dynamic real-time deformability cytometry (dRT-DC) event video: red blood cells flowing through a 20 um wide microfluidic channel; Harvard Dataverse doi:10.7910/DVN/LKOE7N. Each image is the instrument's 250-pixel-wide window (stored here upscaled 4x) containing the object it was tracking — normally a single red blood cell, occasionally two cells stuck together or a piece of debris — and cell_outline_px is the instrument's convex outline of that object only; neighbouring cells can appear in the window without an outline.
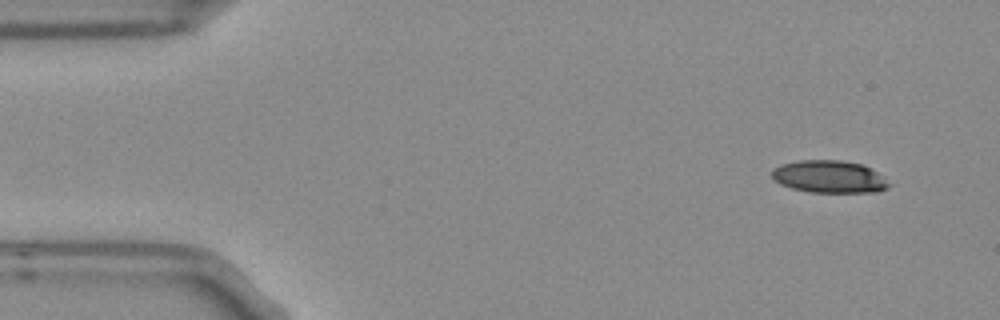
{"species": "Egyptian fruit bat (a non-hibernating species)", "species_latin": "Rousettus aegyptiacus", "temperature_condition": "room temperature", "stored_images_in_passage": 6, "camera_frame_rate_fps": 3000, "um_per_image_px": 0.085, "frame": {"image": 1, "passage_image": 1, "time_ms": 0.0, "image_size_px": [1000, 320], "cell_outline_px": [[892, 184], [888, 188], [876, 192], [808, 192], [792, 188], [780, 184], [772, 176], [772, 168], [780, 164], [800, 160], [840, 160], [860, 164], [876, 172]], "centroid_in_image_um": [70.47, 15.02], "position_along_channel_um": 14.5, "area_um2": 22.02}}
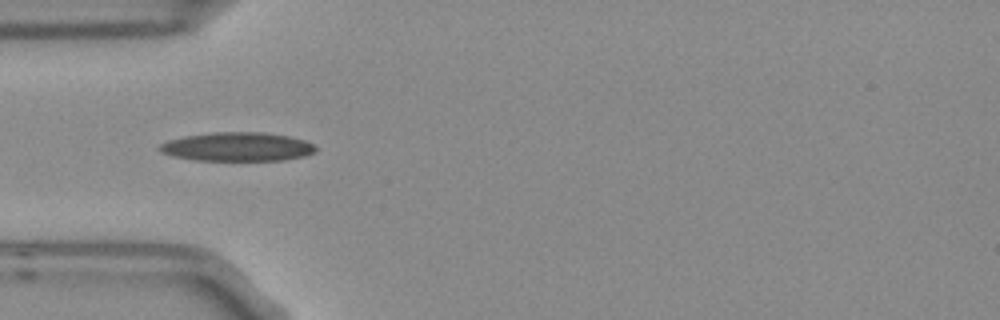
{"frame": {"image": 2, "passage_image": 4, "time_ms": 1.0, "image_size_px": [1000, 320], "cell_outline_px": [[316, 152], [304, 156], [284, 160], [196, 160], [172, 156], [160, 152], [160, 144], [168, 140], [184, 136], [216, 132], [260, 132], [288, 136], [304, 140], [312, 144], [316, 148]], "centroid_in_image_um": [20.17, 12.47], "position_along_channel_um": 64.8, "area_um2": 26.07}}
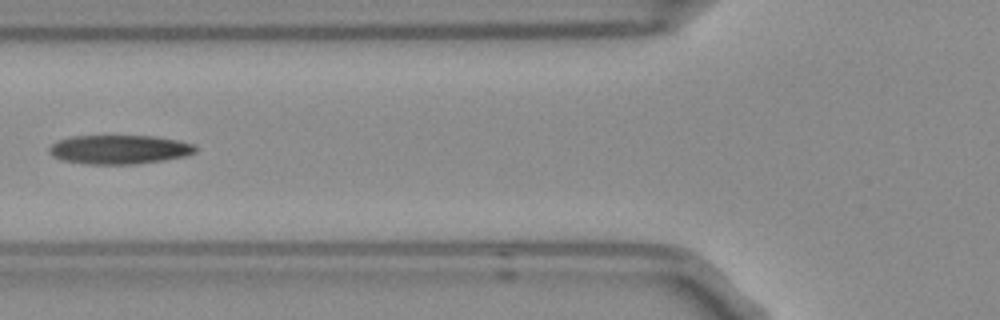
{"frame": {"image": 3, "passage_image": 5, "time_ms": 1.333, "image_size_px": [1000, 320], "cell_outline_px": [[196, 152], [184, 156], [164, 160], [136, 164], [88, 164], [60, 160], [52, 156], [48, 152], [48, 148], [52, 144], [68, 136], [156, 136], [176, 140], [192, 144], [196, 148]], "centroid_in_image_um": [10.09, 12.71], "position_along_channel_um": 115.7, "area_um2": 24.74}}